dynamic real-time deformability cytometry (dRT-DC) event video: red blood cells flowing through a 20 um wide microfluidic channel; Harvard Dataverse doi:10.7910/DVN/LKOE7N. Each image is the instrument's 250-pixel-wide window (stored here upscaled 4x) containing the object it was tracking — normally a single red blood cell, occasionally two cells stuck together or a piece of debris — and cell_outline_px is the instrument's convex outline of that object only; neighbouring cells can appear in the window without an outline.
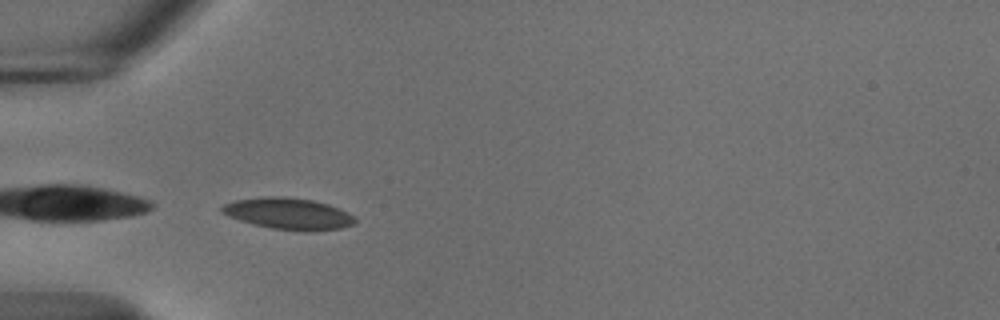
{"species": "common noctule bat (a hibernating species)", "species_latin": "Nyctalus noctula", "temperature_condition": "cold", "stored_images_in_passage": 40, "camera_frame_rate_fps": 3000, "um_per_image_px": 0.085, "animal": {"sex": "male", "body_mass_g": 18.8}, "frame": {"image": 1, "passage_image": 2, "time_ms": 0.333, "image_size_px": [1000, 320], "cell_outline_px": [[356, 220], [352, 224], [340, 228], [312, 232], [304, 232], [272, 228], [252, 224], [228, 216], [220, 212], [220, 208], [224, 204], [232, 200], [260, 196], [284, 196], [312, 200], [328, 204], [352, 216]], "centroid_in_image_um": [24.43, 18.16], "position_along_channel_um": 60.6, "area_um2": 24.51}}
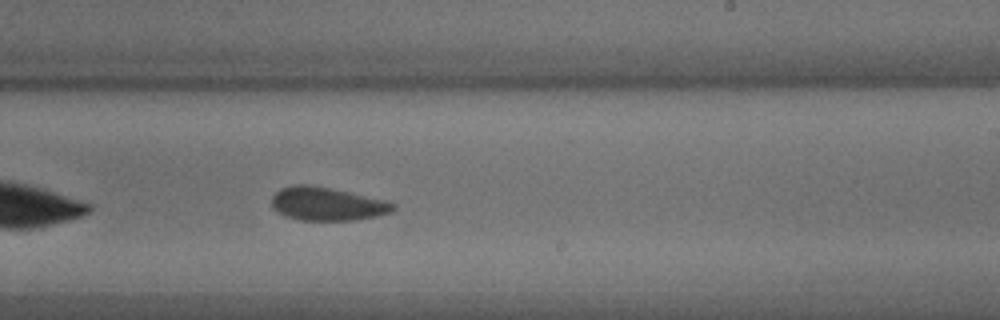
{"frame": {"image": 2, "passage_image": 19, "time_ms": 6.0, "image_size_px": [1000, 320], "cell_outline_px": [[396, 208], [392, 212], [376, 216], [356, 220], [300, 220], [288, 216], [272, 208], [272, 196], [280, 188], [292, 184], [308, 184], [388, 200], [396, 204]], "centroid_in_image_um": [27.83, 17.32], "position_along_channel_um": 261.2, "area_um2": 23.58}}
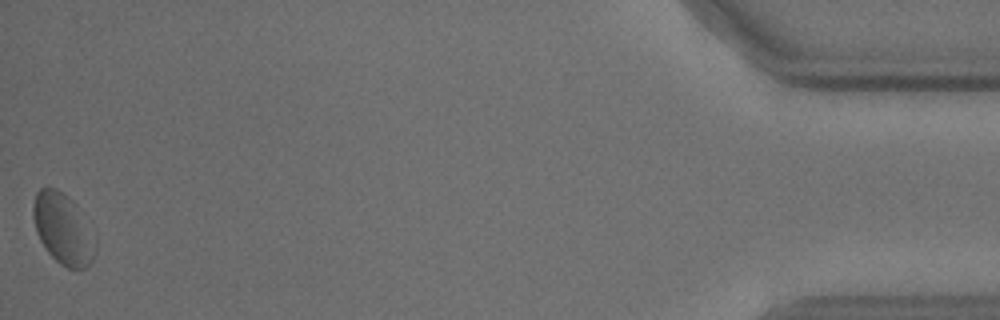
{"frame": {"image": 3, "passage_image": 40, "time_ms": 13.0, "image_size_px": [1000, 320], "cell_outline_px": [[96, 252], [92, 260], [84, 268], [68, 268], [60, 264], [48, 252], [40, 240], [36, 232], [32, 216], [32, 208], [36, 192], [40, 188], [56, 188], [72, 200], [76, 204], [96, 240]], "centroid_in_image_um": [5.34, 19.45], "position_along_channel_um": 429.9, "area_um2": 25.55}, "authors_computed_cell_mechanics": {"area_um2": 23.6113, "velocity_mm_per_s": 3.6303, "shape_relaxation_time_tau1_ms": 2.5198, "shape_relaxation_time_tau2_ms": 4.5966, "deformation_change_tau1": 0.07, "deformation_change_tau2": 0.0964}}